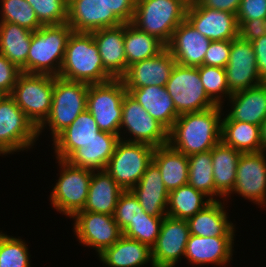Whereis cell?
Masks as SVG:
<instances>
[{
	"instance_id": "836d02e7",
	"label": "cell",
	"mask_w": 266,
	"mask_h": 267,
	"mask_svg": "<svg viewBox=\"0 0 266 267\" xmlns=\"http://www.w3.org/2000/svg\"><path fill=\"white\" fill-rule=\"evenodd\" d=\"M166 48L157 37L138 30L131 23H124V51L127 66L152 58Z\"/></svg>"
},
{
	"instance_id": "2e32d148",
	"label": "cell",
	"mask_w": 266,
	"mask_h": 267,
	"mask_svg": "<svg viewBox=\"0 0 266 267\" xmlns=\"http://www.w3.org/2000/svg\"><path fill=\"white\" fill-rule=\"evenodd\" d=\"M225 71L231 94L263 83L259 77L252 43L239 36L232 40L230 58Z\"/></svg>"
},
{
	"instance_id": "7402d4cb",
	"label": "cell",
	"mask_w": 266,
	"mask_h": 267,
	"mask_svg": "<svg viewBox=\"0 0 266 267\" xmlns=\"http://www.w3.org/2000/svg\"><path fill=\"white\" fill-rule=\"evenodd\" d=\"M119 140V135L100 131L96 137L77 148L66 161L75 167L104 171Z\"/></svg>"
},
{
	"instance_id": "3957f363",
	"label": "cell",
	"mask_w": 266,
	"mask_h": 267,
	"mask_svg": "<svg viewBox=\"0 0 266 267\" xmlns=\"http://www.w3.org/2000/svg\"><path fill=\"white\" fill-rule=\"evenodd\" d=\"M72 32L68 23L41 26L34 31L27 55V73L59 76Z\"/></svg>"
},
{
	"instance_id": "8d00e7d4",
	"label": "cell",
	"mask_w": 266,
	"mask_h": 267,
	"mask_svg": "<svg viewBox=\"0 0 266 267\" xmlns=\"http://www.w3.org/2000/svg\"><path fill=\"white\" fill-rule=\"evenodd\" d=\"M188 185L203 192L212 201L215 199V183L213 178L212 149L188 156Z\"/></svg>"
},
{
	"instance_id": "ee69618b",
	"label": "cell",
	"mask_w": 266,
	"mask_h": 267,
	"mask_svg": "<svg viewBox=\"0 0 266 267\" xmlns=\"http://www.w3.org/2000/svg\"><path fill=\"white\" fill-rule=\"evenodd\" d=\"M232 40L211 41L204 57V65L225 68L230 58Z\"/></svg>"
},
{
	"instance_id": "603a6c76",
	"label": "cell",
	"mask_w": 266,
	"mask_h": 267,
	"mask_svg": "<svg viewBox=\"0 0 266 267\" xmlns=\"http://www.w3.org/2000/svg\"><path fill=\"white\" fill-rule=\"evenodd\" d=\"M231 110L222 121H241L261 126L266 119V83L233 93Z\"/></svg>"
},
{
	"instance_id": "d6a6232c",
	"label": "cell",
	"mask_w": 266,
	"mask_h": 267,
	"mask_svg": "<svg viewBox=\"0 0 266 267\" xmlns=\"http://www.w3.org/2000/svg\"><path fill=\"white\" fill-rule=\"evenodd\" d=\"M32 31L11 22H0V54L27 73Z\"/></svg>"
},
{
	"instance_id": "ab89813d",
	"label": "cell",
	"mask_w": 266,
	"mask_h": 267,
	"mask_svg": "<svg viewBox=\"0 0 266 267\" xmlns=\"http://www.w3.org/2000/svg\"><path fill=\"white\" fill-rule=\"evenodd\" d=\"M27 244L0 232V267H31Z\"/></svg>"
},
{
	"instance_id": "e0dca14e",
	"label": "cell",
	"mask_w": 266,
	"mask_h": 267,
	"mask_svg": "<svg viewBox=\"0 0 266 267\" xmlns=\"http://www.w3.org/2000/svg\"><path fill=\"white\" fill-rule=\"evenodd\" d=\"M186 20L211 41L233 40L238 37L236 15L201 6L190 0Z\"/></svg>"
},
{
	"instance_id": "4316f807",
	"label": "cell",
	"mask_w": 266,
	"mask_h": 267,
	"mask_svg": "<svg viewBox=\"0 0 266 267\" xmlns=\"http://www.w3.org/2000/svg\"><path fill=\"white\" fill-rule=\"evenodd\" d=\"M129 94L168 131L179 117L166 87L150 85L132 89Z\"/></svg>"
},
{
	"instance_id": "4fadbf2b",
	"label": "cell",
	"mask_w": 266,
	"mask_h": 267,
	"mask_svg": "<svg viewBox=\"0 0 266 267\" xmlns=\"http://www.w3.org/2000/svg\"><path fill=\"white\" fill-rule=\"evenodd\" d=\"M71 218L75 236L82 245L94 248L99 254L122 236V230L113 215L80 210Z\"/></svg>"
},
{
	"instance_id": "b9f144b4",
	"label": "cell",
	"mask_w": 266,
	"mask_h": 267,
	"mask_svg": "<svg viewBox=\"0 0 266 267\" xmlns=\"http://www.w3.org/2000/svg\"><path fill=\"white\" fill-rule=\"evenodd\" d=\"M42 26L60 25L68 20V0H26Z\"/></svg>"
},
{
	"instance_id": "ba28073f",
	"label": "cell",
	"mask_w": 266,
	"mask_h": 267,
	"mask_svg": "<svg viewBox=\"0 0 266 267\" xmlns=\"http://www.w3.org/2000/svg\"><path fill=\"white\" fill-rule=\"evenodd\" d=\"M37 138L38 129L16 105L15 100L10 95H1L0 155L30 149Z\"/></svg>"
},
{
	"instance_id": "7dc6e473",
	"label": "cell",
	"mask_w": 266,
	"mask_h": 267,
	"mask_svg": "<svg viewBox=\"0 0 266 267\" xmlns=\"http://www.w3.org/2000/svg\"><path fill=\"white\" fill-rule=\"evenodd\" d=\"M106 6L122 23H131L136 0H104Z\"/></svg>"
},
{
	"instance_id": "7c38bea8",
	"label": "cell",
	"mask_w": 266,
	"mask_h": 267,
	"mask_svg": "<svg viewBox=\"0 0 266 267\" xmlns=\"http://www.w3.org/2000/svg\"><path fill=\"white\" fill-rule=\"evenodd\" d=\"M130 133L132 138L121 137V130ZM128 131V132H127ZM120 139L143 143L154 148L168 144V130L149 113L127 92L122 101V117L120 125Z\"/></svg>"
},
{
	"instance_id": "ffe728a7",
	"label": "cell",
	"mask_w": 266,
	"mask_h": 267,
	"mask_svg": "<svg viewBox=\"0 0 266 267\" xmlns=\"http://www.w3.org/2000/svg\"><path fill=\"white\" fill-rule=\"evenodd\" d=\"M67 23L73 32L86 33L122 24L104 0H68Z\"/></svg>"
},
{
	"instance_id": "f546056e",
	"label": "cell",
	"mask_w": 266,
	"mask_h": 267,
	"mask_svg": "<svg viewBox=\"0 0 266 267\" xmlns=\"http://www.w3.org/2000/svg\"><path fill=\"white\" fill-rule=\"evenodd\" d=\"M124 191L104 171H92L88 196L83 211L114 215L120 194Z\"/></svg>"
},
{
	"instance_id": "d4e9b609",
	"label": "cell",
	"mask_w": 266,
	"mask_h": 267,
	"mask_svg": "<svg viewBox=\"0 0 266 267\" xmlns=\"http://www.w3.org/2000/svg\"><path fill=\"white\" fill-rule=\"evenodd\" d=\"M90 33L98 46L103 67L114 78H121L128 69L124 51V23Z\"/></svg>"
},
{
	"instance_id": "9c48e42d",
	"label": "cell",
	"mask_w": 266,
	"mask_h": 267,
	"mask_svg": "<svg viewBox=\"0 0 266 267\" xmlns=\"http://www.w3.org/2000/svg\"><path fill=\"white\" fill-rule=\"evenodd\" d=\"M154 149L147 144L120 139L105 170L122 189L131 190L152 162Z\"/></svg>"
},
{
	"instance_id": "cb8c5ba5",
	"label": "cell",
	"mask_w": 266,
	"mask_h": 267,
	"mask_svg": "<svg viewBox=\"0 0 266 267\" xmlns=\"http://www.w3.org/2000/svg\"><path fill=\"white\" fill-rule=\"evenodd\" d=\"M131 191L147 214L166 216L169 192L166 189L159 168L152 161L141 179Z\"/></svg>"
},
{
	"instance_id": "5b68a950",
	"label": "cell",
	"mask_w": 266,
	"mask_h": 267,
	"mask_svg": "<svg viewBox=\"0 0 266 267\" xmlns=\"http://www.w3.org/2000/svg\"><path fill=\"white\" fill-rule=\"evenodd\" d=\"M89 84L62 79L54 76L51 111L45 122L38 128V136L49 126L52 139L87 110ZM47 125V126H46Z\"/></svg>"
},
{
	"instance_id": "f907efd6",
	"label": "cell",
	"mask_w": 266,
	"mask_h": 267,
	"mask_svg": "<svg viewBox=\"0 0 266 267\" xmlns=\"http://www.w3.org/2000/svg\"><path fill=\"white\" fill-rule=\"evenodd\" d=\"M201 6L237 14L241 0H196Z\"/></svg>"
},
{
	"instance_id": "5bb4252c",
	"label": "cell",
	"mask_w": 266,
	"mask_h": 267,
	"mask_svg": "<svg viewBox=\"0 0 266 267\" xmlns=\"http://www.w3.org/2000/svg\"><path fill=\"white\" fill-rule=\"evenodd\" d=\"M266 153H241L237 164L234 192L260 206L266 205Z\"/></svg>"
},
{
	"instance_id": "7a4b0ae2",
	"label": "cell",
	"mask_w": 266,
	"mask_h": 267,
	"mask_svg": "<svg viewBox=\"0 0 266 267\" xmlns=\"http://www.w3.org/2000/svg\"><path fill=\"white\" fill-rule=\"evenodd\" d=\"M58 77L87 84L104 83L114 78L103 67L93 35L86 32H72L69 36Z\"/></svg>"
},
{
	"instance_id": "44dd1931",
	"label": "cell",
	"mask_w": 266,
	"mask_h": 267,
	"mask_svg": "<svg viewBox=\"0 0 266 267\" xmlns=\"http://www.w3.org/2000/svg\"><path fill=\"white\" fill-rule=\"evenodd\" d=\"M235 236L204 237L189 235L185 256L190 264L225 266L232 260Z\"/></svg>"
},
{
	"instance_id": "8fae6325",
	"label": "cell",
	"mask_w": 266,
	"mask_h": 267,
	"mask_svg": "<svg viewBox=\"0 0 266 267\" xmlns=\"http://www.w3.org/2000/svg\"><path fill=\"white\" fill-rule=\"evenodd\" d=\"M165 87L179 115L201 112L216 106L205 92L198 67L176 64Z\"/></svg>"
},
{
	"instance_id": "681fc988",
	"label": "cell",
	"mask_w": 266,
	"mask_h": 267,
	"mask_svg": "<svg viewBox=\"0 0 266 267\" xmlns=\"http://www.w3.org/2000/svg\"><path fill=\"white\" fill-rule=\"evenodd\" d=\"M256 56L259 77L266 83V34L251 41Z\"/></svg>"
},
{
	"instance_id": "277c9868",
	"label": "cell",
	"mask_w": 266,
	"mask_h": 267,
	"mask_svg": "<svg viewBox=\"0 0 266 267\" xmlns=\"http://www.w3.org/2000/svg\"><path fill=\"white\" fill-rule=\"evenodd\" d=\"M189 2L190 0H136L131 24L167 45L174 30L186 19Z\"/></svg>"
},
{
	"instance_id": "83f0119b",
	"label": "cell",
	"mask_w": 266,
	"mask_h": 267,
	"mask_svg": "<svg viewBox=\"0 0 266 267\" xmlns=\"http://www.w3.org/2000/svg\"><path fill=\"white\" fill-rule=\"evenodd\" d=\"M108 267H140L152 260V249L135 239L122 235L112 246L98 255Z\"/></svg>"
},
{
	"instance_id": "7bdbcfd3",
	"label": "cell",
	"mask_w": 266,
	"mask_h": 267,
	"mask_svg": "<svg viewBox=\"0 0 266 267\" xmlns=\"http://www.w3.org/2000/svg\"><path fill=\"white\" fill-rule=\"evenodd\" d=\"M147 215L131 190H124L120 194L113 216L122 231L130 222L138 218H145Z\"/></svg>"
},
{
	"instance_id": "8992f818",
	"label": "cell",
	"mask_w": 266,
	"mask_h": 267,
	"mask_svg": "<svg viewBox=\"0 0 266 267\" xmlns=\"http://www.w3.org/2000/svg\"><path fill=\"white\" fill-rule=\"evenodd\" d=\"M53 89V75L21 73L10 96L38 129L50 114Z\"/></svg>"
},
{
	"instance_id": "52a82bcc",
	"label": "cell",
	"mask_w": 266,
	"mask_h": 267,
	"mask_svg": "<svg viewBox=\"0 0 266 267\" xmlns=\"http://www.w3.org/2000/svg\"><path fill=\"white\" fill-rule=\"evenodd\" d=\"M127 90L121 78L89 84L87 110L101 131L120 134L122 101Z\"/></svg>"
},
{
	"instance_id": "30bf717a",
	"label": "cell",
	"mask_w": 266,
	"mask_h": 267,
	"mask_svg": "<svg viewBox=\"0 0 266 267\" xmlns=\"http://www.w3.org/2000/svg\"><path fill=\"white\" fill-rule=\"evenodd\" d=\"M58 163L62 170L50 194V201L52 207L71 218L85 206L92 171L72 166L66 160L58 159Z\"/></svg>"
},
{
	"instance_id": "74e56055",
	"label": "cell",
	"mask_w": 266,
	"mask_h": 267,
	"mask_svg": "<svg viewBox=\"0 0 266 267\" xmlns=\"http://www.w3.org/2000/svg\"><path fill=\"white\" fill-rule=\"evenodd\" d=\"M0 22H11L32 32L42 25L34 12L33 7L26 0H1Z\"/></svg>"
},
{
	"instance_id": "bcb514c9",
	"label": "cell",
	"mask_w": 266,
	"mask_h": 267,
	"mask_svg": "<svg viewBox=\"0 0 266 267\" xmlns=\"http://www.w3.org/2000/svg\"><path fill=\"white\" fill-rule=\"evenodd\" d=\"M259 18L266 19V0H241L236 14L238 27L244 21Z\"/></svg>"
},
{
	"instance_id": "4dcf8cb0",
	"label": "cell",
	"mask_w": 266,
	"mask_h": 267,
	"mask_svg": "<svg viewBox=\"0 0 266 267\" xmlns=\"http://www.w3.org/2000/svg\"><path fill=\"white\" fill-rule=\"evenodd\" d=\"M241 152L224 144L222 141L218 142L212 148V164H213V178L215 183V196L219 198L230 197L235 181L237 164Z\"/></svg>"
},
{
	"instance_id": "1f68e13d",
	"label": "cell",
	"mask_w": 266,
	"mask_h": 267,
	"mask_svg": "<svg viewBox=\"0 0 266 267\" xmlns=\"http://www.w3.org/2000/svg\"><path fill=\"white\" fill-rule=\"evenodd\" d=\"M152 161L159 168L168 192L188 183L189 166L187 155L166 144L154 149Z\"/></svg>"
},
{
	"instance_id": "60d3db41",
	"label": "cell",
	"mask_w": 266,
	"mask_h": 267,
	"mask_svg": "<svg viewBox=\"0 0 266 267\" xmlns=\"http://www.w3.org/2000/svg\"><path fill=\"white\" fill-rule=\"evenodd\" d=\"M164 217L148 214L145 218H138L128 224L122 231V235L152 248L157 241Z\"/></svg>"
},
{
	"instance_id": "e575fe53",
	"label": "cell",
	"mask_w": 266,
	"mask_h": 267,
	"mask_svg": "<svg viewBox=\"0 0 266 267\" xmlns=\"http://www.w3.org/2000/svg\"><path fill=\"white\" fill-rule=\"evenodd\" d=\"M221 141L241 153L259 152L260 126L241 121H222Z\"/></svg>"
},
{
	"instance_id": "ac0fdd59",
	"label": "cell",
	"mask_w": 266,
	"mask_h": 267,
	"mask_svg": "<svg viewBox=\"0 0 266 267\" xmlns=\"http://www.w3.org/2000/svg\"><path fill=\"white\" fill-rule=\"evenodd\" d=\"M176 60L165 48L158 55L133 63L121 77L127 92L146 86L165 87Z\"/></svg>"
},
{
	"instance_id": "816d5d0a",
	"label": "cell",
	"mask_w": 266,
	"mask_h": 267,
	"mask_svg": "<svg viewBox=\"0 0 266 267\" xmlns=\"http://www.w3.org/2000/svg\"><path fill=\"white\" fill-rule=\"evenodd\" d=\"M260 131H261V151L265 152L266 151V119L261 124Z\"/></svg>"
},
{
	"instance_id": "d6986e66",
	"label": "cell",
	"mask_w": 266,
	"mask_h": 267,
	"mask_svg": "<svg viewBox=\"0 0 266 267\" xmlns=\"http://www.w3.org/2000/svg\"><path fill=\"white\" fill-rule=\"evenodd\" d=\"M211 40L196 30L186 19L174 30L166 48L176 64L186 67L204 65V57Z\"/></svg>"
},
{
	"instance_id": "f6af8a7d",
	"label": "cell",
	"mask_w": 266,
	"mask_h": 267,
	"mask_svg": "<svg viewBox=\"0 0 266 267\" xmlns=\"http://www.w3.org/2000/svg\"><path fill=\"white\" fill-rule=\"evenodd\" d=\"M21 70L0 54V96L11 95Z\"/></svg>"
},
{
	"instance_id": "9a60e30c",
	"label": "cell",
	"mask_w": 266,
	"mask_h": 267,
	"mask_svg": "<svg viewBox=\"0 0 266 267\" xmlns=\"http://www.w3.org/2000/svg\"><path fill=\"white\" fill-rule=\"evenodd\" d=\"M190 232L186 220L166 215L160 233L152 249L154 267H175L181 256H185Z\"/></svg>"
},
{
	"instance_id": "d590c367",
	"label": "cell",
	"mask_w": 266,
	"mask_h": 267,
	"mask_svg": "<svg viewBox=\"0 0 266 267\" xmlns=\"http://www.w3.org/2000/svg\"><path fill=\"white\" fill-rule=\"evenodd\" d=\"M208 198V199H205ZM212 200L203 192L186 184L169 192L167 215L187 220L204 209Z\"/></svg>"
},
{
	"instance_id": "f35d334b",
	"label": "cell",
	"mask_w": 266,
	"mask_h": 267,
	"mask_svg": "<svg viewBox=\"0 0 266 267\" xmlns=\"http://www.w3.org/2000/svg\"><path fill=\"white\" fill-rule=\"evenodd\" d=\"M198 71L208 97L216 105L223 106V97L229 98L232 95L229 92L225 68L201 65Z\"/></svg>"
},
{
	"instance_id": "484cf974",
	"label": "cell",
	"mask_w": 266,
	"mask_h": 267,
	"mask_svg": "<svg viewBox=\"0 0 266 267\" xmlns=\"http://www.w3.org/2000/svg\"><path fill=\"white\" fill-rule=\"evenodd\" d=\"M100 131L91 113L88 110L82 112L71 125L52 140L56 159L66 160L77 148L96 137Z\"/></svg>"
},
{
	"instance_id": "6da1fadb",
	"label": "cell",
	"mask_w": 266,
	"mask_h": 267,
	"mask_svg": "<svg viewBox=\"0 0 266 267\" xmlns=\"http://www.w3.org/2000/svg\"><path fill=\"white\" fill-rule=\"evenodd\" d=\"M216 105L201 112L184 113L168 131V144L187 156L211 150L221 141V111Z\"/></svg>"
},
{
	"instance_id": "f1b7e54d",
	"label": "cell",
	"mask_w": 266,
	"mask_h": 267,
	"mask_svg": "<svg viewBox=\"0 0 266 267\" xmlns=\"http://www.w3.org/2000/svg\"><path fill=\"white\" fill-rule=\"evenodd\" d=\"M224 209L221 200L212 201L188 218L186 221L190 234L204 237L235 236V225L228 220V214Z\"/></svg>"
},
{
	"instance_id": "c3c4849f",
	"label": "cell",
	"mask_w": 266,
	"mask_h": 267,
	"mask_svg": "<svg viewBox=\"0 0 266 267\" xmlns=\"http://www.w3.org/2000/svg\"><path fill=\"white\" fill-rule=\"evenodd\" d=\"M266 34V19L244 21L238 28V36L245 41H253Z\"/></svg>"
}]
</instances>
